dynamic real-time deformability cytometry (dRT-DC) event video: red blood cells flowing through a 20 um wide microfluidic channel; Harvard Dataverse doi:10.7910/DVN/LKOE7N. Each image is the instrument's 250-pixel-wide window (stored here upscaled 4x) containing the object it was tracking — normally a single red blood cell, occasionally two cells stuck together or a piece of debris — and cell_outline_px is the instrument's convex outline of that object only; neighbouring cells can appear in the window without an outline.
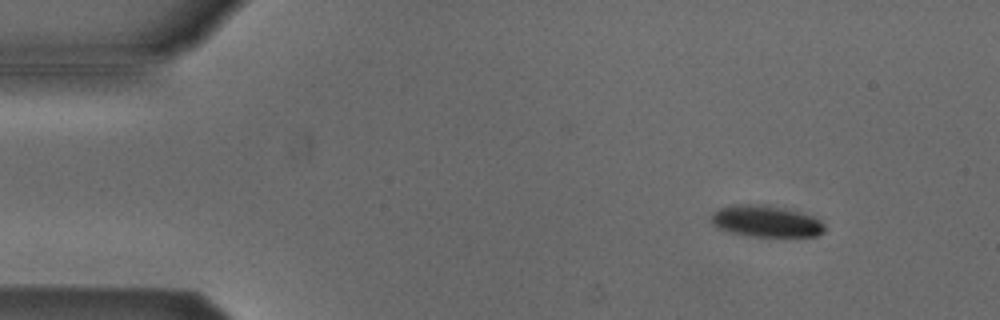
{"species": "Egyptian fruit bat (a non-hibernating species)", "species_latin": "Rousettus aegyptiacus", "temperature_condition": "cold", "stored_images_in_passage": 4, "camera_frame_rate_fps": 3000, "um_per_image_px": 0.085, "animal": {"sex": "male"}, "frame": {"image": 1, "passage_image": 2, "time_ms": 1.333, "image_size_px": [1000, 320], "cell_outline_px": [[824, 232], [816, 236], [748, 236], [716, 228], [712, 224], [712, 212], [720, 208], [732, 204], [768, 204], [800, 212], [812, 216], [820, 220], [824, 224]], "centroid_in_image_um": [65.09, 18.79], "position_along_channel_um": 19.9, "area_um2": 20.92}}